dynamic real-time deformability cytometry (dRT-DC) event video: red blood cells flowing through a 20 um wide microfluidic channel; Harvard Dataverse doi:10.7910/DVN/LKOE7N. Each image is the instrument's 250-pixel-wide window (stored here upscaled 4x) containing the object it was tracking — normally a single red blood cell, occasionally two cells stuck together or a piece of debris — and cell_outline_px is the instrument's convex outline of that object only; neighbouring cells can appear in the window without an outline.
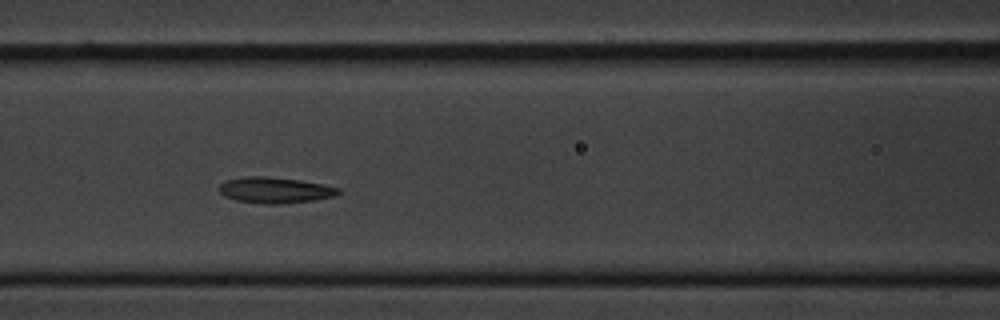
{"species": "common noctule bat (a hibernating species)", "species_latin": "Nyctalus noctula", "temperature_condition": "cold", "stored_images_in_passage": 9, "camera_frame_rate_fps": 3000, "um_per_image_px": 0.085, "animal": {"sex": "male", "body_mass_g": 20.1, "forearm_length_mm": 53.5}, "frame": {"image": 1, "passage_image": 6, "time_ms": 5.667, "image_size_px": [1000, 320], "cell_outline_px": [[340, 192], [332, 196], [316, 200], [280, 204], [264, 204], [236, 200], [224, 196], [216, 188], [224, 180], [244, 176], [264, 176], [300, 180], [340, 188]], "centroid_in_image_um": [23.3, 16.16], "position_along_channel_um": 143.3, "area_um2": 18.09}}
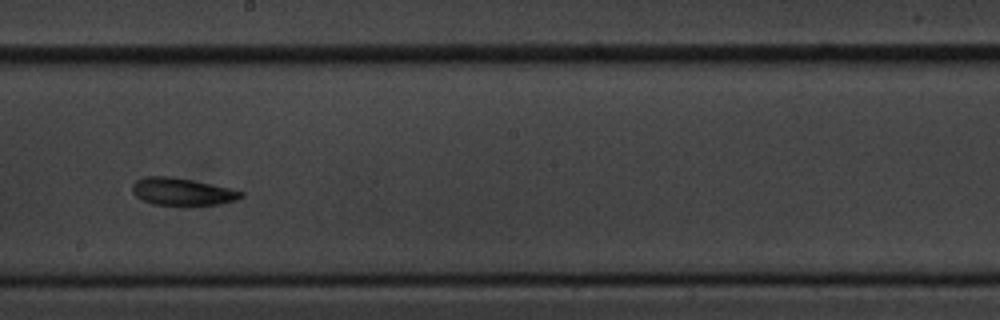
{"frame": {"image": 2, "passage_image": 8, "time_ms": 8.333, "image_size_px": [1000, 320], "cell_outline_px": [[244, 196], [236, 200], [220, 204], [152, 204], [136, 196], [132, 192], [132, 184], [136, 180], [144, 176], [172, 176], [212, 184], [244, 192]], "centroid_in_image_um": [15.46, 16.27], "position_along_channel_um": 232.7, "area_um2": 17.11}}
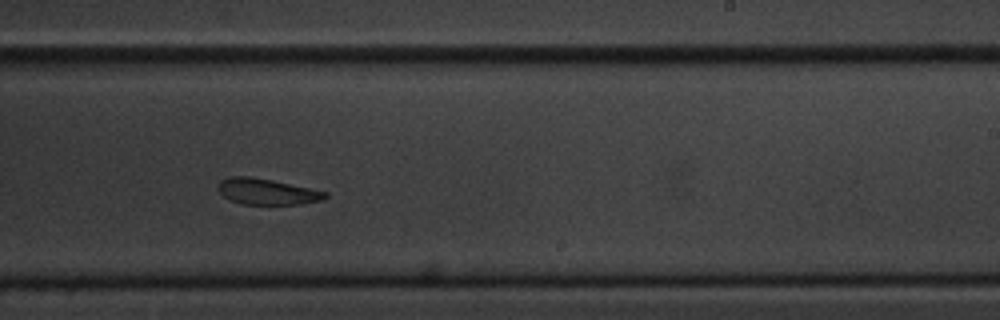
{"frame": {"image": 3, "passage_image": 9, "time_ms": 9.333, "image_size_px": [1000, 320], "cell_outline_px": [[328, 196], [324, 200], [300, 204], [240, 204], [224, 196], [216, 188], [220, 180], [228, 176], [248, 176], [272, 180], [328, 192]], "centroid_in_image_um": [22.68, 16.28], "position_along_channel_um": 266.3, "area_um2": 16.24}}